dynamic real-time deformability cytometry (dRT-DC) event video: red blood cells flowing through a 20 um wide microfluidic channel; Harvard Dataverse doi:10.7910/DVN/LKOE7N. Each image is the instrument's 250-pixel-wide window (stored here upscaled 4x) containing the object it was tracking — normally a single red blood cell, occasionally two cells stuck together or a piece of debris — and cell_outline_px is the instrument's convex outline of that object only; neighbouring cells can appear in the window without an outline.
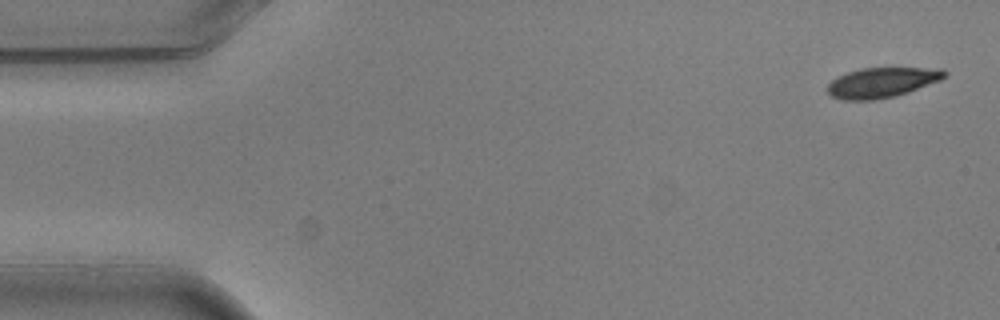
{"species": "common noctule bat (a hibernating species)", "species_latin": "Nyctalus noctula", "temperature_condition": "warm", "stored_images_in_passage": 5, "camera_frame_rate_fps": 3000, "um_per_image_px": 0.085, "animal": {"sex": "male", "body_mass_g": 20.5, "forearm_length_mm": 52.5}, "frame": {"image": 1, "passage_image": 1, "time_ms": 0.0, "image_size_px": [1000, 320], "cell_outline_px": [[948, 72], [940, 80], [908, 92], [896, 96], [872, 100], [844, 100], [832, 96], [828, 92], [828, 84], [836, 76], [860, 68], [944, 68]], "centroid_in_image_um": [74.96, 7.0], "position_along_channel_um": 10.0, "area_um2": 20.46}}
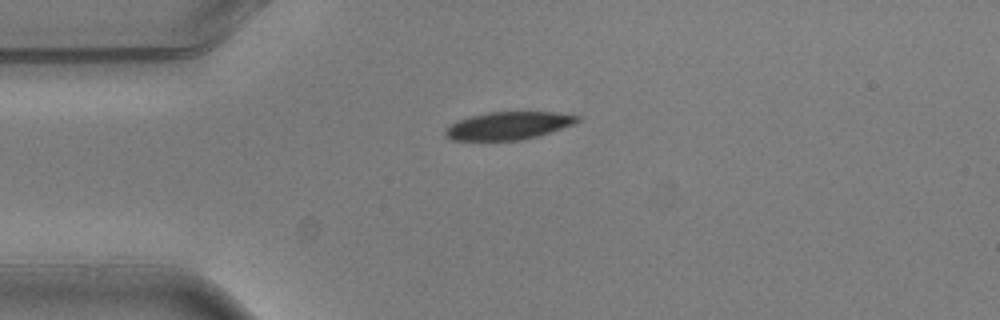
{"frame": {"image": 2, "passage_image": 4, "time_ms": 1.0, "image_size_px": [1000, 320], "cell_outline_px": [[580, 120], [572, 124], [536, 136], [520, 140], [452, 140], [444, 136], [444, 128], [448, 124], [456, 120], [468, 116], [488, 112], [556, 112], [580, 116]], "centroid_in_image_um": [43.11, 10.67], "position_along_channel_um": 41.9, "area_um2": 21.39}}